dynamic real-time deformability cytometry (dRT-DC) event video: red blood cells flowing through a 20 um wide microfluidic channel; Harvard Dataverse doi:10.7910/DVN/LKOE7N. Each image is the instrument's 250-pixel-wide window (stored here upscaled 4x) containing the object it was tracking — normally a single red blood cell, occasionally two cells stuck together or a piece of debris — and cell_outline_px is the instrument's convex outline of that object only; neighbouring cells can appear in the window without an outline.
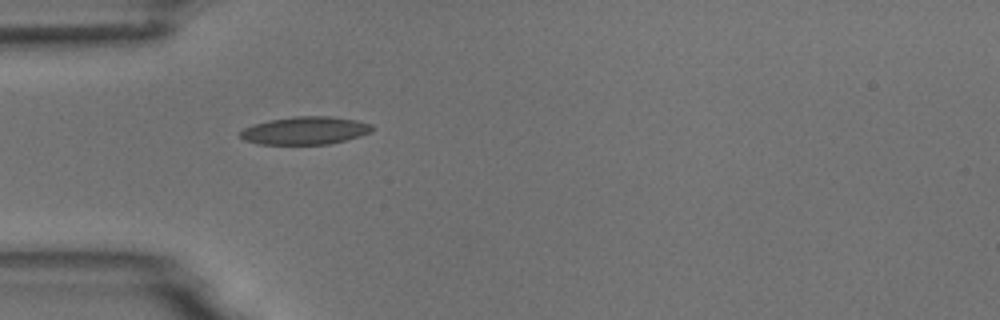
{"species": "common noctule bat (a hibernating species)", "species_latin": "Nyctalus noctula", "temperature_condition": "room temperature", "stored_images_in_passage": 1, "camera_frame_rate_fps": 3000, "um_per_image_px": 0.085, "animal": {"sex": "male", "body_mass_g": 18.8}, "frame": {"image": 1, "passage_image": 1, "time_ms": 0.0, "image_size_px": [1000, 320], "cell_outline_px": [[376, 128], [372, 132], [348, 140], [328, 144], [260, 144], [244, 140], [240, 136], [240, 132], [244, 128], [256, 124], [272, 120], [296, 116], [332, 116], [356, 120], [372, 124]], "centroid_in_image_um": [26.02, 11.1], "position_along_channel_um": 59.0, "area_um2": 21.39}}